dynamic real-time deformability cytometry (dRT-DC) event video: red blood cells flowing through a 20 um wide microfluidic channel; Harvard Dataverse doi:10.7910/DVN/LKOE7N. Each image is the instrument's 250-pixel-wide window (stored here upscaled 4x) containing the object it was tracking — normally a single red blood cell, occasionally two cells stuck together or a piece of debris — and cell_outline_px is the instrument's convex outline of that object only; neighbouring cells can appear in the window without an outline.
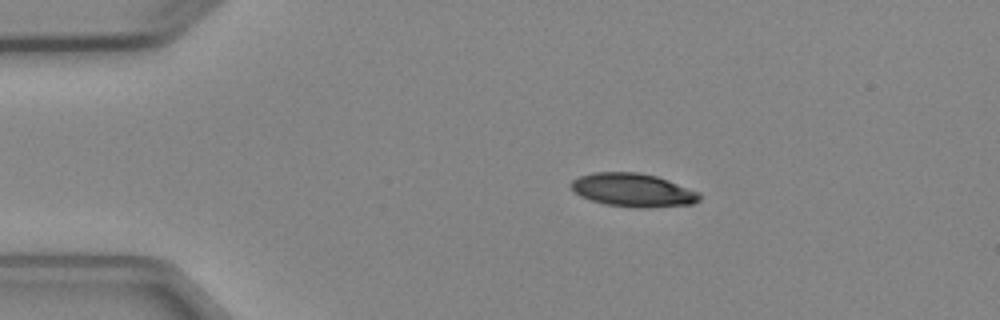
{"species": "Egyptian fruit bat (a non-hibernating species)", "species_latin": "Rousettus aegyptiacus", "temperature_condition": "cold", "stored_images_in_passage": 3, "camera_frame_rate_fps": 3000, "um_per_image_px": 0.085, "animal": {"sex": "female"}, "frame": {"image": 1, "passage_image": 1, "time_ms": 0.0, "image_size_px": [1000, 320], "cell_outline_px": [[700, 200], [692, 204], [652, 208], [636, 208], [604, 204], [580, 196], [568, 184], [572, 180], [580, 176], [592, 172], [640, 172], [656, 176], [668, 180], [700, 192]], "centroid_in_image_um": [53.81, 16.16], "position_along_channel_um": 31.2, "area_um2": 25.2}}
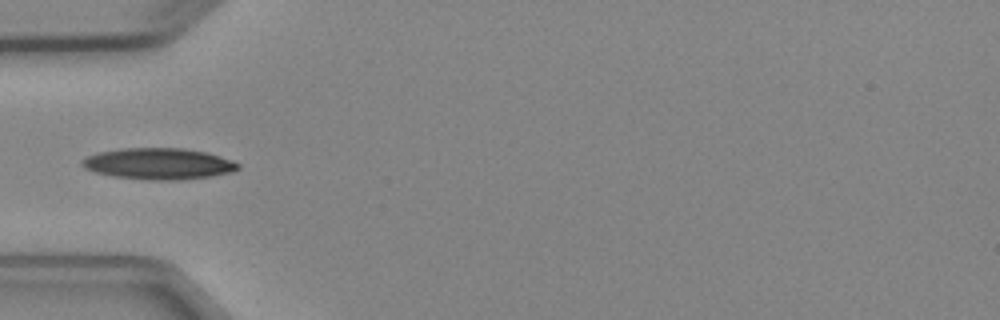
{"frame": {"image": 2, "passage_image": 3, "time_ms": 2.333, "image_size_px": [1000, 320], "cell_outline_px": [[240, 168], [232, 172], [212, 176], [180, 180], [148, 180], [112, 176], [96, 172], [84, 168], [80, 164], [80, 160], [88, 156], [100, 152], [120, 148], [184, 148], [204, 152], [220, 156], [232, 160], [240, 164]], "centroid_in_image_um": [13.48, 13.92], "position_along_channel_um": 71.5, "area_um2": 28.55}}